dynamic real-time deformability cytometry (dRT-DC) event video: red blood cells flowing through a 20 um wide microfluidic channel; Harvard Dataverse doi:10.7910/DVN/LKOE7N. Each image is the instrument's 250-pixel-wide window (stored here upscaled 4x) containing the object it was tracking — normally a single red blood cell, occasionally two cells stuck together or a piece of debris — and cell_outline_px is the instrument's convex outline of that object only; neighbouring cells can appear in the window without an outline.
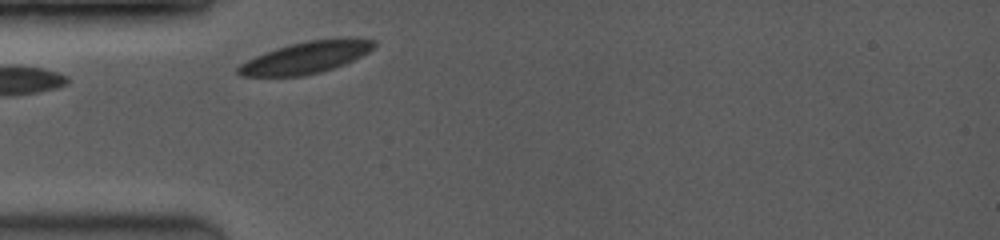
{"species": "common noctule bat (a hibernating species)", "species_latin": "Nyctalus noctula", "temperature_condition": "room temperature", "stored_images_in_passage": 1, "camera_frame_rate_fps": 3500, "um_per_image_px": 0.085, "animal": {"sex": "female", "body_mass_g": 19.0, "forearm_length_mm": 53.3}, "frame": {"image": 1, "passage_image": 1, "time_ms": 0.0, "image_size_px": [1000, 240], "cell_outline_px": [[376, 44], [368, 52], [344, 64], [320, 72], [304, 76], [240, 76], [236, 72], [236, 68], [240, 64], [256, 56], [276, 48], [308, 40], [348, 36], [376, 40]], "centroid_in_image_um": [26.04, 4.86], "position_along_channel_um": 59.0, "area_um2": 25.26}}